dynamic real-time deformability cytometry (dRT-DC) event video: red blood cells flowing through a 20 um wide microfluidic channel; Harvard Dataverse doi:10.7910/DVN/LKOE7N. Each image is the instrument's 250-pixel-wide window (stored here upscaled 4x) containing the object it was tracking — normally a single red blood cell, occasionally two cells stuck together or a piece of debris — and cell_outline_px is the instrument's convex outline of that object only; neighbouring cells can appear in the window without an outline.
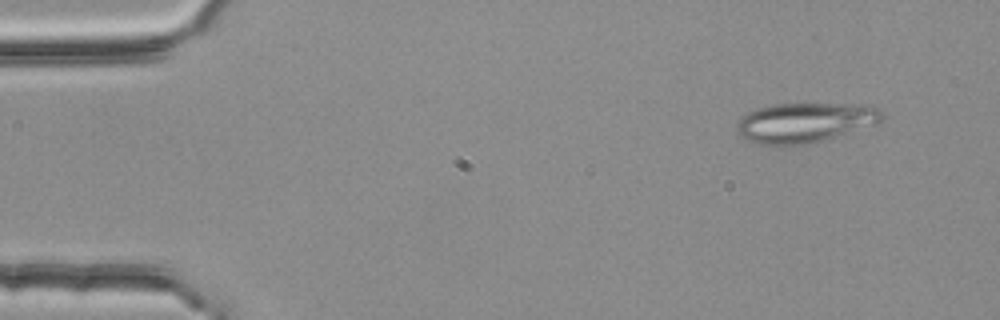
{"species": "common noctule bat (a hibernating species)", "species_latin": "Nyctalus noctula", "temperature_condition": "room temperature", "stored_images_in_passage": 51, "segment_of_instrument_passage": [1, 2], "camera_frame_rate_fps": 3000, "um_per_image_px": 0.085, "animal": {"sex": "female", "body_mass_g": 25.1}, "frame": {"image": 1, "passage_image": 2, "time_ms": 0.333, "image_size_px": [1000, 320], "cell_outline_px": [[884, 116], [876, 124], [824, 140], [804, 144], [756, 144], [744, 140], [740, 136], [736, 128], [740, 116], [756, 108], [772, 104], [872, 104]], "centroid_in_image_um": [68.38, 10.4], "position_along_channel_um": 16.6, "area_um2": 33.7}}